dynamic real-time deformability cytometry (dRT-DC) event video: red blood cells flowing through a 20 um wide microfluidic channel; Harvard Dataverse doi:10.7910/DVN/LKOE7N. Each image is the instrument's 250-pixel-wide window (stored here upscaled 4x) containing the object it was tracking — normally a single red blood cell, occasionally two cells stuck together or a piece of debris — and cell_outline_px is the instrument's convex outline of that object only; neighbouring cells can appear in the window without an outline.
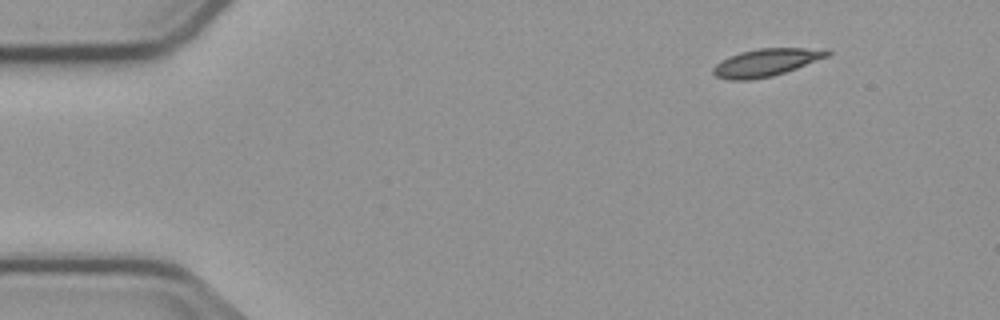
{"species": "common noctule bat (a hibernating species)", "species_latin": "Nyctalus noctula", "temperature_condition": "cold", "stored_images_in_passage": 5, "segment_of_instrument_passage": [2, 2], "camera_frame_rate_fps": 3000, "um_per_image_px": 0.085, "animal": {"sex": "male", "body_mass_g": 23.1, "forearm_length_mm": 52.7}, "frame": {"image": 1, "passage_image": 5, "time_ms": 6.0, "image_size_px": [1000, 320], "cell_outline_px": [[832, 52], [828, 56], [796, 68], [772, 76], [752, 80], [728, 80], [716, 76], [712, 72], [712, 68], [720, 60], [728, 56], [740, 52], [760, 48], [828, 48]], "centroid_in_image_um": [65.1, 5.3], "position_along_channel_um": 19.9, "area_um2": 18.44}}